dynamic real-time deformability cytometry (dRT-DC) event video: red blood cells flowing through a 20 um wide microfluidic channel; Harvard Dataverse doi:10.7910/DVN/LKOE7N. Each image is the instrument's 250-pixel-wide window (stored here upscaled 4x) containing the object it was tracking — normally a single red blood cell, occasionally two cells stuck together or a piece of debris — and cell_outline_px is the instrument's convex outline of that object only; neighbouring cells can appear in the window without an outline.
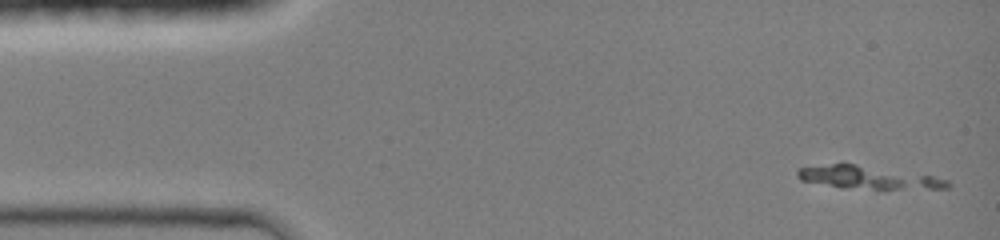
{"species": "common noctule bat (a hibernating species)", "species_latin": "Nyctalus noctula", "temperature_condition": "room temperature", "stored_images_in_passage": 6, "camera_frame_rate_fps": 3000, "um_per_image_px": 0.085, "animal": {"sex": "female", "body_mass_g": 19.0, "forearm_length_mm": 51.5}, "frame": {"image": 1, "passage_image": 2, "time_ms": 0.333, "image_size_px": [1000, 240], "cell_outline_px": [[952, 184], [948, 188], [840, 188], [800, 180], [796, 176], [796, 172], [800, 168], [832, 164], [856, 164], [932, 176], [948, 180]], "centroid_in_image_um": [73.75, 15.09], "position_along_channel_um": 11.3, "area_um2": 19.48}}